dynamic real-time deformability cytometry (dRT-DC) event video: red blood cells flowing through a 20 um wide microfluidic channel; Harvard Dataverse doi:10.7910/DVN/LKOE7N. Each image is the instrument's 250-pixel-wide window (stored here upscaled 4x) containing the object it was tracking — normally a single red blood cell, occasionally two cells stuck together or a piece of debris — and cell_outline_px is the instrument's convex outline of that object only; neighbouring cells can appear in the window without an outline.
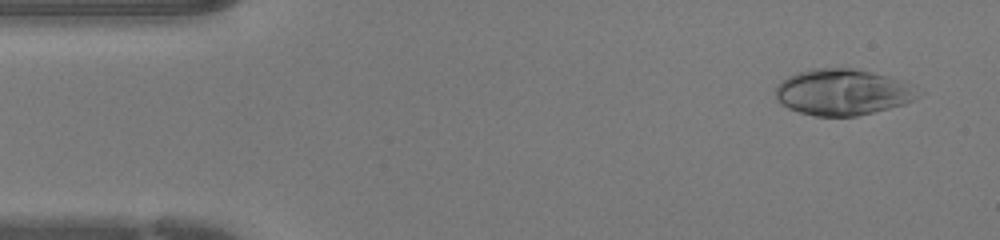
{"species": "human", "species_latin": "Homo sapiens", "temperature_condition": "warm", "stored_images_in_passage": 43, "camera_frame_rate_fps": 3000, "um_per_image_px": 0.085, "donor": {"sex": "female"}, "frame": {"image": 1, "passage_image": 2, "time_ms": 0.333, "image_size_px": [1000, 240], "cell_outline_px": [[924, 92], [920, 96], [904, 104], [856, 116], [816, 116], [800, 112], [788, 108], [776, 96], [776, 84], [788, 76], [796, 72], [812, 68], [852, 68], [900, 80]], "centroid_in_image_um": [71.62, 7.83], "position_along_channel_um": 13.4, "area_um2": 37.97}}
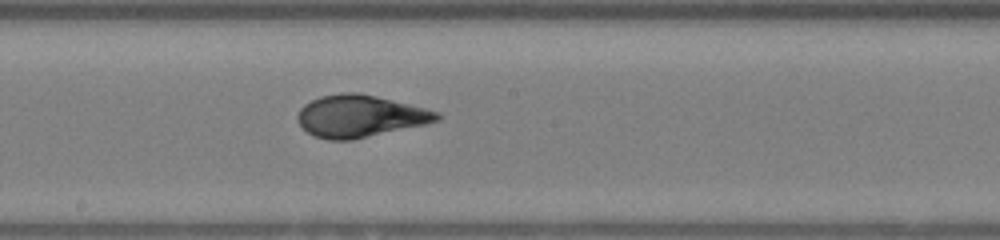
{"frame": {"image": 2, "passage_image": 22, "time_ms": 7.0, "image_size_px": [1000, 240], "cell_outline_px": [[440, 120], [424, 124], [352, 140], [328, 140], [316, 136], [308, 132], [296, 120], [296, 116], [300, 108], [304, 104], [320, 96], [344, 92], [356, 92], [376, 96], [440, 112]], "centroid_in_image_um": [30.56, 9.87], "position_along_channel_um": 217.6, "area_um2": 33.87}}
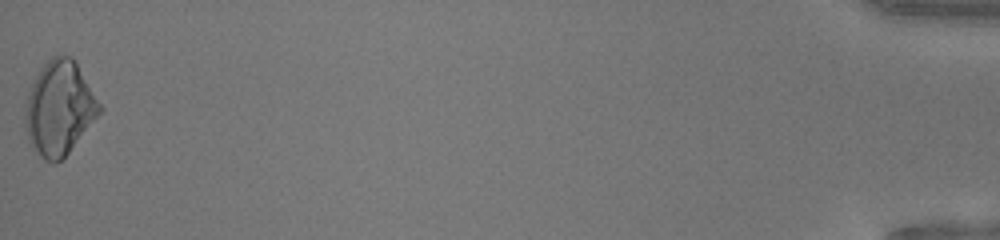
{"frame": {"image": 3, "passage_image": 43, "time_ms": 14.0, "image_size_px": [1000, 240], "cell_outline_px": [[104, 108], [68, 152], [60, 160], [44, 160], [32, 148], [28, 140], [24, 128], [24, 116], [28, 96], [32, 84], [40, 68], [52, 56], [72, 56]], "centroid_in_image_um": [5.04, 9.18], "position_along_channel_um": 430.2, "area_um2": 40.23}}